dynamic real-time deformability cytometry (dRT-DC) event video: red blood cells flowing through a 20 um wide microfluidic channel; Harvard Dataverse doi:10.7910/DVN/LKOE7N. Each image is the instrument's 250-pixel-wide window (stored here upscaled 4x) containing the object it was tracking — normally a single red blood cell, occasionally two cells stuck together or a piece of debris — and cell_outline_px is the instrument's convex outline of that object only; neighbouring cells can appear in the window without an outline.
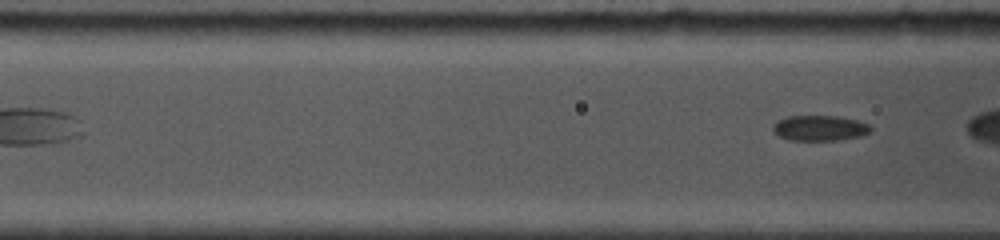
{"species": "common noctule bat (a hibernating species)", "species_latin": "Nyctalus noctula", "temperature_condition": "cold", "stored_images_in_passage": 5, "segment_of_instrument_passage": [2, 2], "camera_frame_rate_fps": 5000, "um_per_image_px": 0.085, "animal": {"sex": "female", "body_mass_g": 19.0, "forearm_length_mm": 53.3}, "frame": {"image": 1, "passage_image": 5, "time_ms": 3.0, "image_size_px": [1000, 240], "cell_outline_px": [[872, 128], [868, 132], [860, 136], [840, 140], [788, 140], [780, 136], [772, 128], [780, 120], [788, 116], [840, 116], [860, 120], [868, 124]], "centroid_in_image_um": [69.73, 10.88], "position_along_channel_um": 96.9, "area_um2": 14.33}}